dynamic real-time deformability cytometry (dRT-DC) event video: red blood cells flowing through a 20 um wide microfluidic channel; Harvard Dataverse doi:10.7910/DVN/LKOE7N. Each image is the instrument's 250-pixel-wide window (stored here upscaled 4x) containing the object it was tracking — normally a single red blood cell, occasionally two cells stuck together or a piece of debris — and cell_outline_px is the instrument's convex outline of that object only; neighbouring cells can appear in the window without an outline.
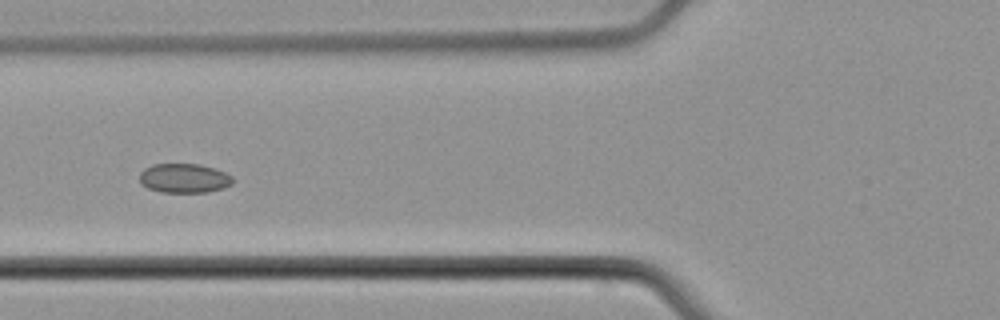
{"species": "common noctule bat (a hibernating species)", "species_latin": "Nyctalus noctula", "temperature_condition": "cold", "stored_images_in_passage": 5, "camera_frame_rate_fps": 3000, "um_per_image_px": 0.085, "animal": {"sex": "male", "body_mass_g": 21.5, "forearm_length_mm": 52.0}, "frame": {"image": 1, "passage_image": 4, "time_ms": 3.667, "image_size_px": [1000, 320], "cell_outline_px": [[236, 180], [232, 184], [224, 188], [208, 192], [160, 192], [148, 188], [140, 184], [140, 172], [144, 168], [152, 164], [200, 164], [216, 168], [232, 176]], "centroid_in_image_um": [15.67, 15.14], "position_along_channel_um": 110.1, "area_um2": 16.18}}
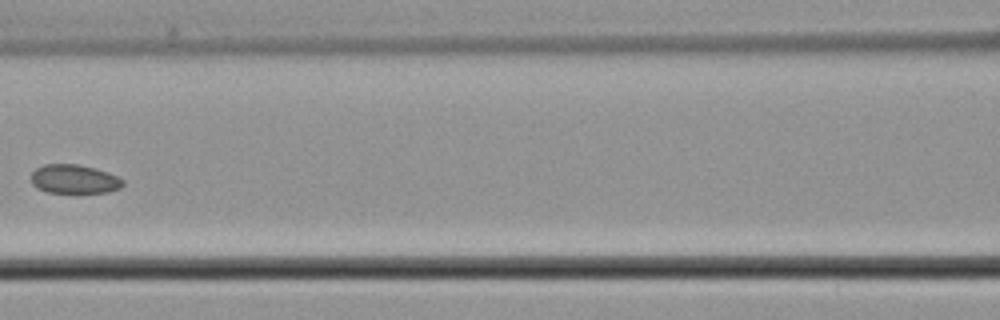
{"frame": {"image": 2, "passage_image": 5, "time_ms": 5.0, "image_size_px": [1000, 320], "cell_outline_px": [[124, 184], [120, 188], [108, 192], [76, 196], [48, 192], [36, 188], [32, 184], [32, 172], [36, 168], [44, 164], [76, 164], [96, 168], [108, 172], [124, 180]], "centroid_in_image_um": [6.33, 15.28], "position_along_channel_um": 160.3, "area_um2": 16.3}}